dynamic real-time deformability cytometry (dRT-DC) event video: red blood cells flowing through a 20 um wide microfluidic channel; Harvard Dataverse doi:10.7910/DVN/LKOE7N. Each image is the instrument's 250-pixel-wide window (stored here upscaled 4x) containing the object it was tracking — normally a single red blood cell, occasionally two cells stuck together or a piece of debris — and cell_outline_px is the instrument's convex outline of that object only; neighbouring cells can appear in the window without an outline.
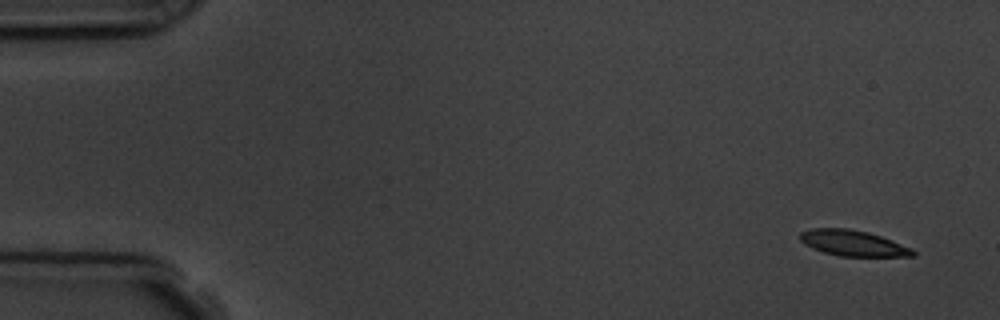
{"species": "common noctule bat (a hibernating species)", "species_latin": "Nyctalus noctula", "temperature_condition": "room temperature", "stored_images_in_passage": 6, "camera_frame_rate_fps": 3000, "um_per_image_px": 0.085, "animal": {"sex": "male", "body_mass_g": 19.5, "forearm_length_mm": 54.6}, "frame": {"image": 1, "passage_image": 1, "time_ms": 0.0, "image_size_px": [1000, 320], "cell_outline_px": [[916, 256], [840, 256], [824, 252], [812, 248], [804, 244], [800, 240], [800, 232], [812, 228], [848, 228], [868, 232], [880, 236], [912, 248], [916, 252]], "centroid_in_image_um": [72.49, 20.66], "position_along_channel_um": 12.5, "area_um2": 16.88}}
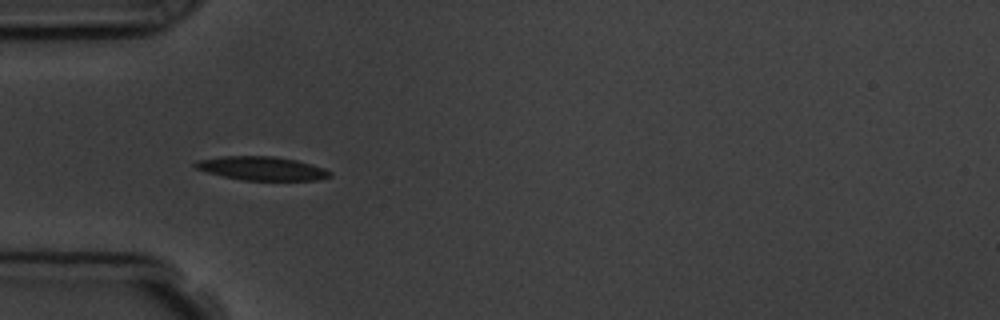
{"frame": {"image": 2, "passage_image": 5, "time_ms": 4.667, "image_size_px": [1000, 320], "cell_outline_px": [[332, 176], [316, 180], [244, 180], [224, 176], [208, 172], [196, 168], [192, 164], [196, 160], [220, 156], [272, 156], [296, 160], [312, 164], [324, 168], [332, 172]], "centroid_in_image_um": [22.26, 14.3], "position_along_channel_um": 62.7, "area_um2": 18.55}}